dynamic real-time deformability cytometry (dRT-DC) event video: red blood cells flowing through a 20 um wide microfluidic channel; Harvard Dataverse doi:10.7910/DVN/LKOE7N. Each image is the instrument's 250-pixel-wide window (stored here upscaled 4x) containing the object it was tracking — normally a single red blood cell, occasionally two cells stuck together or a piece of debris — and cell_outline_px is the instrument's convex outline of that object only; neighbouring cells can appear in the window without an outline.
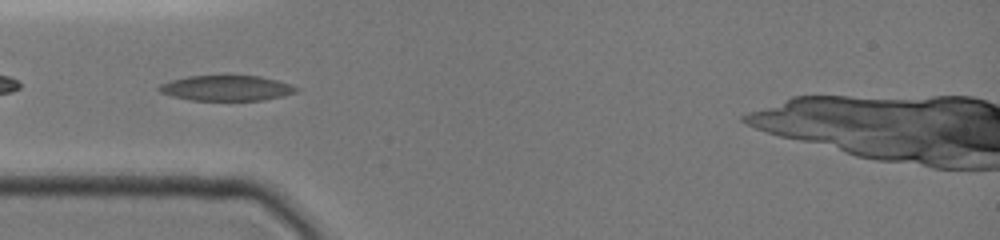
{"species": "common noctule bat (a hibernating species)", "species_latin": "Nyctalus noctula", "temperature_condition": "cold", "stored_images_in_passage": 40, "camera_frame_rate_fps": 3000, "um_per_image_px": 0.085, "animal": {"sex": "female", "body_mass_g": 19.0, "forearm_length_mm": 51.5}, "frame": {"image": 1, "passage_image": 8, "time_ms": 2.333, "image_size_px": [1000, 240], "cell_outline_px": [[300, 88], [296, 92], [284, 96], [264, 100], [188, 100], [172, 96], [160, 92], [156, 88], [160, 84], [172, 80], [188, 76], [260, 76], [276, 80]], "centroid_in_image_um": [19.24, 7.49], "position_along_channel_um": 65.8, "area_um2": 20.17}}
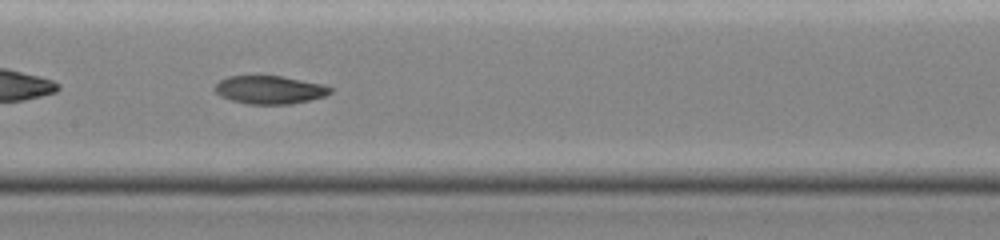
{"frame": {"image": 2, "passage_image": 17, "time_ms": 5.333, "image_size_px": [1000, 240], "cell_outline_px": [[332, 92], [324, 96], [292, 104], [248, 104], [232, 100], [220, 96], [216, 92], [216, 84], [220, 80], [228, 76], [280, 76], [320, 84], [332, 88]], "centroid_in_image_um": [22.9, 7.64], "position_along_channel_um": 184.5, "area_um2": 18.61}}
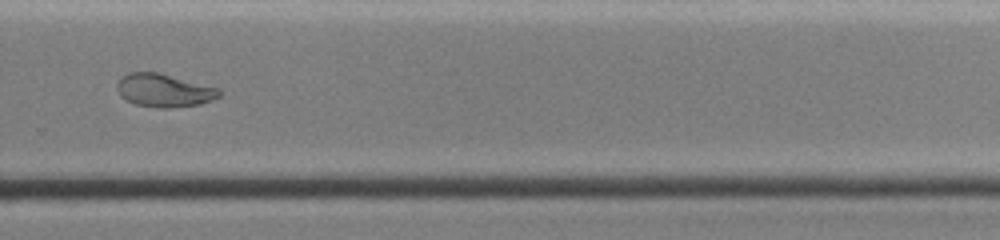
{"frame": {"image": 3, "passage_image": 27, "time_ms": 8.667, "image_size_px": [1000, 240], "cell_outline_px": [[220, 96], [212, 100], [200, 104], [172, 108], [156, 108], [136, 104], [120, 96], [116, 88], [116, 84], [124, 76], [132, 72], [156, 72], [220, 88]], "centroid_in_image_um": [13.96, 7.7], "position_along_channel_um": 315.8, "area_um2": 19.59}, "authors_computed_cell_mechanics": {"area_um2": 20.2589, "velocity_mm_per_s": 3.9505, "shape_relaxation_time_tau1_ms": null, "shape_relaxation_time_tau2_ms": 4.1384, "deformation_change_tau1": null, "deformation_change_tau2": 0.0799}}